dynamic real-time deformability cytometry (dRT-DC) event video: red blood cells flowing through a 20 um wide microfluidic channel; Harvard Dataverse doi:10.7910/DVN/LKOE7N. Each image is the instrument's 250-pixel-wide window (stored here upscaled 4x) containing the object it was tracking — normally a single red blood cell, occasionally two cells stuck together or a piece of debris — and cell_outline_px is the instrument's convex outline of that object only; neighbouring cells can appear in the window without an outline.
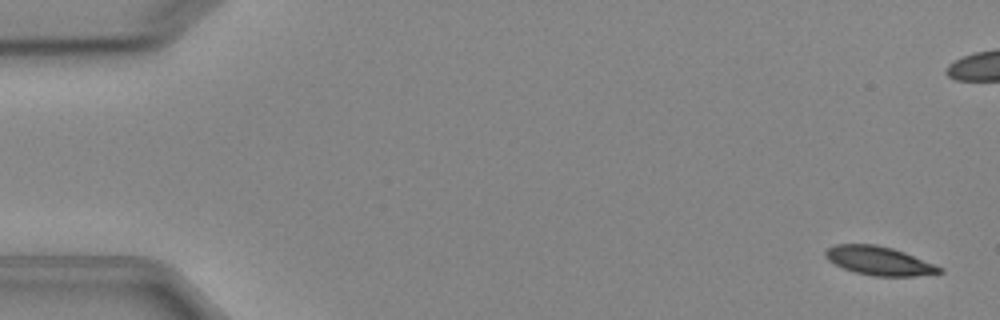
{"species": "Egyptian fruit bat (a non-hibernating species)", "species_latin": "Rousettus aegyptiacus", "temperature_condition": "cold", "stored_images_in_passage": 7, "camera_frame_rate_fps": 3000, "um_per_image_px": 0.085, "animal": {"sex": "female"}, "frame": {"image": 1, "passage_image": 1, "time_ms": 0.0, "image_size_px": [1000, 320], "cell_outline_px": [[944, 272], [912, 276], [872, 276], [856, 272], [844, 268], [828, 260], [824, 256], [824, 252], [828, 248], [836, 244], [876, 244], [892, 248], [904, 252], [944, 268]], "centroid_in_image_um": [74.72, 22.16], "position_along_channel_um": 10.3, "area_um2": 18.96}}